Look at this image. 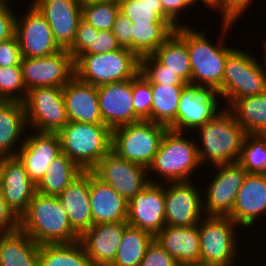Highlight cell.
Instances as JSON below:
<instances>
[{
    "instance_id": "6da1fadb",
    "label": "cell",
    "mask_w": 266,
    "mask_h": 266,
    "mask_svg": "<svg viewBox=\"0 0 266 266\" xmlns=\"http://www.w3.org/2000/svg\"><path fill=\"white\" fill-rule=\"evenodd\" d=\"M19 228L38 245L70 244L80 235L72 228L68 215L56 196L36 192L27 210L19 218Z\"/></svg>"
},
{
    "instance_id": "7a4b0ae2",
    "label": "cell",
    "mask_w": 266,
    "mask_h": 266,
    "mask_svg": "<svg viewBox=\"0 0 266 266\" xmlns=\"http://www.w3.org/2000/svg\"><path fill=\"white\" fill-rule=\"evenodd\" d=\"M193 28L186 25L175 29L186 41L192 69V85L217 92L222 86L227 56L235 48L224 45L223 39L219 40L221 44L214 45L209 42L203 30L199 32Z\"/></svg>"
},
{
    "instance_id": "3957f363",
    "label": "cell",
    "mask_w": 266,
    "mask_h": 266,
    "mask_svg": "<svg viewBox=\"0 0 266 266\" xmlns=\"http://www.w3.org/2000/svg\"><path fill=\"white\" fill-rule=\"evenodd\" d=\"M198 130L202 141L197 144L201 165L206 164V160L214 166L238 162L246 133L228 108L224 107Z\"/></svg>"
},
{
    "instance_id": "277c9868",
    "label": "cell",
    "mask_w": 266,
    "mask_h": 266,
    "mask_svg": "<svg viewBox=\"0 0 266 266\" xmlns=\"http://www.w3.org/2000/svg\"><path fill=\"white\" fill-rule=\"evenodd\" d=\"M57 134L62 153L82 171H91L111 150L112 130L105 124L68 121Z\"/></svg>"
},
{
    "instance_id": "5b68a950",
    "label": "cell",
    "mask_w": 266,
    "mask_h": 266,
    "mask_svg": "<svg viewBox=\"0 0 266 266\" xmlns=\"http://www.w3.org/2000/svg\"><path fill=\"white\" fill-rule=\"evenodd\" d=\"M183 132L168 129L161 141L160 147L148 173L155 172L157 176L168 182L190 181L191 174L201 166L197 142L186 138Z\"/></svg>"
},
{
    "instance_id": "8992f818",
    "label": "cell",
    "mask_w": 266,
    "mask_h": 266,
    "mask_svg": "<svg viewBox=\"0 0 266 266\" xmlns=\"http://www.w3.org/2000/svg\"><path fill=\"white\" fill-rule=\"evenodd\" d=\"M75 76L86 83L100 86L133 79L140 71V58L127 48L80 55L74 60Z\"/></svg>"
},
{
    "instance_id": "52a82bcc",
    "label": "cell",
    "mask_w": 266,
    "mask_h": 266,
    "mask_svg": "<svg viewBox=\"0 0 266 266\" xmlns=\"http://www.w3.org/2000/svg\"><path fill=\"white\" fill-rule=\"evenodd\" d=\"M246 52L235 48L227 56L222 86L217 91L229 104L225 108L239 98L266 91V64L261 65L254 55Z\"/></svg>"
},
{
    "instance_id": "ba28073f",
    "label": "cell",
    "mask_w": 266,
    "mask_h": 266,
    "mask_svg": "<svg viewBox=\"0 0 266 266\" xmlns=\"http://www.w3.org/2000/svg\"><path fill=\"white\" fill-rule=\"evenodd\" d=\"M168 129L149 120L116 127L112 129L111 150L119 157L148 169Z\"/></svg>"
},
{
    "instance_id": "9c48e42d",
    "label": "cell",
    "mask_w": 266,
    "mask_h": 266,
    "mask_svg": "<svg viewBox=\"0 0 266 266\" xmlns=\"http://www.w3.org/2000/svg\"><path fill=\"white\" fill-rule=\"evenodd\" d=\"M200 239V264L234 266L238 253L235 229L230 217L204 216L197 224ZM235 260V261H234Z\"/></svg>"
},
{
    "instance_id": "30bf717a",
    "label": "cell",
    "mask_w": 266,
    "mask_h": 266,
    "mask_svg": "<svg viewBox=\"0 0 266 266\" xmlns=\"http://www.w3.org/2000/svg\"><path fill=\"white\" fill-rule=\"evenodd\" d=\"M23 103L27 125L36 132L58 133L68 123L63 88H33Z\"/></svg>"
},
{
    "instance_id": "8fae6325",
    "label": "cell",
    "mask_w": 266,
    "mask_h": 266,
    "mask_svg": "<svg viewBox=\"0 0 266 266\" xmlns=\"http://www.w3.org/2000/svg\"><path fill=\"white\" fill-rule=\"evenodd\" d=\"M91 171L97 178L119 193L127 202L150 182L158 183V181L154 180L155 178L150 179L148 176L150 174L146 167L129 162L119 157L112 150Z\"/></svg>"
},
{
    "instance_id": "7c38bea8",
    "label": "cell",
    "mask_w": 266,
    "mask_h": 266,
    "mask_svg": "<svg viewBox=\"0 0 266 266\" xmlns=\"http://www.w3.org/2000/svg\"><path fill=\"white\" fill-rule=\"evenodd\" d=\"M20 66L27 91L36 87L63 88L75 76L74 59L67 49L44 57H22Z\"/></svg>"
},
{
    "instance_id": "4fadbf2b",
    "label": "cell",
    "mask_w": 266,
    "mask_h": 266,
    "mask_svg": "<svg viewBox=\"0 0 266 266\" xmlns=\"http://www.w3.org/2000/svg\"><path fill=\"white\" fill-rule=\"evenodd\" d=\"M218 96L216 91L188 84L181 92L176 120L168 128L186 133L214 119L223 110H218Z\"/></svg>"
},
{
    "instance_id": "5bb4252c",
    "label": "cell",
    "mask_w": 266,
    "mask_h": 266,
    "mask_svg": "<svg viewBox=\"0 0 266 266\" xmlns=\"http://www.w3.org/2000/svg\"><path fill=\"white\" fill-rule=\"evenodd\" d=\"M214 167L218 172L206 188L207 196L202 200L203 212L205 216L229 217L248 172L238 162Z\"/></svg>"
},
{
    "instance_id": "9a60e30c",
    "label": "cell",
    "mask_w": 266,
    "mask_h": 266,
    "mask_svg": "<svg viewBox=\"0 0 266 266\" xmlns=\"http://www.w3.org/2000/svg\"><path fill=\"white\" fill-rule=\"evenodd\" d=\"M25 14L22 15L23 18L16 16L14 33L22 57H44L62 50L55 41L47 20L33 4H30Z\"/></svg>"
},
{
    "instance_id": "2e32d148",
    "label": "cell",
    "mask_w": 266,
    "mask_h": 266,
    "mask_svg": "<svg viewBox=\"0 0 266 266\" xmlns=\"http://www.w3.org/2000/svg\"><path fill=\"white\" fill-rule=\"evenodd\" d=\"M165 187V220L168 226L190 227L204 217L202 193L192 181L169 182Z\"/></svg>"
},
{
    "instance_id": "e0dca14e",
    "label": "cell",
    "mask_w": 266,
    "mask_h": 266,
    "mask_svg": "<svg viewBox=\"0 0 266 266\" xmlns=\"http://www.w3.org/2000/svg\"><path fill=\"white\" fill-rule=\"evenodd\" d=\"M127 223L153 236L166 226L163 184L150 182L128 202Z\"/></svg>"
},
{
    "instance_id": "ac0fdd59",
    "label": "cell",
    "mask_w": 266,
    "mask_h": 266,
    "mask_svg": "<svg viewBox=\"0 0 266 266\" xmlns=\"http://www.w3.org/2000/svg\"><path fill=\"white\" fill-rule=\"evenodd\" d=\"M24 135L16 157L23 164L31 180L37 185L44 177L53 160L59 156L61 143L57 133H40L32 131Z\"/></svg>"
},
{
    "instance_id": "d6986e66",
    "label": "cell",
    "mask_w": 266,
    "mask_h": 266,
    "mask_svg": "<svg viewBox=\"0 0 266 266\" xmlns=\"http://www.w3.org/2000/svg\"><path fill=\"white\" fill-rule=\"evenodd\" d=\"M32 4L47 20L55 41L68 49L82 18V0H33Z\"/></svg>"
},
{
    "instance_id": "ffe728a7",
    "label": "cell",
    "mask_w": 266,
    "mask_h": 266,
    "mask_svg": "<svg viewBox=\"0 0 266 266\" xmlns=\"http://www.w3.org/2000/svg\"><path fill=\"white\" fill-rule=\"evenodd\" d=\"M103 123L111 130L141 121L133 107L132 79L97 86Z\"/></svg>"
},
{
    "instance_id": "44dd1931",
    "label": "cell",
    "mask_w": 266,
    "mask_h": 266,
    "mask_svg": "<svg viewBox=\"0 0 266 266\" xmlns=\"http://www.w3.org/2000/svg\"><path fill=\"white\" fill-rule=\"evenodd\" d=\"M127 221L93 224L79 242L94 266H110L117 254Z\"/></svg>"
},
{
    "instance_id": "7402d4cb",
    "label": "cell",
    "mask_w": 266,
    "mask_h": 266,
    "mask_svg": "<svg viewBox=\"0 0 266 266\" xmlns=\"http://www.w3.org/2000/svg\"><path fill=\"white\" fill-rule=\"evenodd\" d=\"M2 194L8 207L20 218L36 193V184L31 180L17 157H1Z\"/></svg>"
},
{
    "instance_id": "603a6c76",
    "label": "cell",
    "mask_w": 266,
    "mask_h": 266,
    "mask_svg": "<svg viewBox=\"0 0 266 266\" xmlns=\"http://www.w3.org/2000/svg\"><path fill=\"white\" fill-rule=\"evenodd\" d=\"M63 95L69 122L104 124L96 86L74 76L63 87Z\"/></svg>"
},
{
    "instance_id": "cb8c5ba5",
    "label": "cell",
    "mask_w": 266,
    "mask_h": 266,
    "mask_svg": "<svg viewBox=\"0 0 266 266\" xmlns=\"http://www.w3.org/2000/svg\"><path fill=\"white\" fill-rule=\"evenodd\" d=\"M266 213V176L247 174L229 216L238 226L250 227Z\"/></svg>"
},
{
    "instance_id": "d4e9b609",
    "label": "cell",
    "mask_w": 266,
    "mask_h": 266,
    "mask_svg": "<svg viewBox=\"0 0 266 266\" xmlns=\"http://www.w3.org/2000/svg\"><path fill=\"white\" fill-rule=\"evenodd\" d=\"M154 239L173 257L178 266L200 264L198 225L178 227L166 225Z\"/></svg>"
},
{
    "instance_id": "484cf974",
    "label": "cell",
    "mask_w": 266,
    "mask_h": 266,
    "mask_svg": "<svg viewBox=\"0 0 266 266\" xmlns=\"http://www.w3.org/2000/svg\"><path fill=\"white\" fill-rule=\"evenodd\" d=\"M90 171H82L58 196L72 228L81 235L92 225Z\"/></svg>"
},
{
    "instance_id": "4316f807",
    "label": "cell",
    "mask_w": 266,
    "mask_h": 266,
    "mask_svg": "<svg viewBox=\"0 0 266 266\" xmlns=\"http://www.w3.org/2000/svg\"><path fill=\"white\" fill-rule=\"evenodd\" d=\"M89 193L93 224L127 221L128 202L92 171Z\"/></svg>"
},
{
    "instance_id": "83f0119b",
    "label": "cell",
    "mask_w": 266,
    "mask_h": 266,
    "mask_svg": "<svg viewBox=\"0 0 266 266\" xmlns=\"http://www.w3.org/2000/svg\"><path fill=\"white\" fill-rule=\"evenodd\" d=\"M27 128L24 103L0 100V158L16 157L19 150L13 151L14 146Z\"/></svg>"
},
{
    "instance_id": "f1b7e54d",
    "label": "cell",
    "mask_w": 266,
    "mask_h": 266,
    "mask_svg": "<svg viewBox=\"0 0 266 266\" xmlns=\"http://www.w3.org/2000/svg\"><path fill=\"white\" fill-rule=\"evenodd\" d=\"M39 246L20 228L0 234V266H39Z\"/></svg>"
},
{
    "instance_id": "f546056e",
    "label": "cell",
    "mask_w": 266,
    "mask_h": 266,
    "mask_svg": "<svg viewBox=\"0 0 266 266\" xmlns=\"http://www.w3.org/2000/svg\"><path fill=\"white\" fill-rule=\"evenodd\" d=\"M228 109L246 134H266V91L239 98Z\"/></svg>"
},
{
    "instance_id": "4dcf8cb0",
    "label": "cell",
    "mask_w": 266,
    "mask_h": 266,
    "mask_svg": "<svg viewBox=\"0 0 266 266\" xmlns=\"http://www.w3.org/2000/svg\"><path fill=\"white\" fill-rule=\"evenodd\" d=\"M152 55L185 83L192 85V69L186 41L176 31Z\"/></svg>"
},
{
    "instance_id": "1f68e13d",
    "label": "cell",
    "mask_w": 266,
    "mask_h": 266,
    "mask_svg": "<svg viewBox=\"0 0 266 266\" xmlns=\"http://www.w3.org/2000/svg\"><path fill=\"white\" fill-rule=\"evenodd\" d=\"M81 172L82 170L66 154L61 153L36 185V192L58 197Z\"/></svg>"
},
{
    "instance_id": "d6a6232c",
    "label": "cell",
    "mask_w": 266,
    "mask_h": 266,
    "mask_svg": "<svg viewBox=\"0 0 266 266\" xmlns=\"http://www.w3.org/2000/svg\"><path fill=\"white\" fill-rule=\"evenodd\" d=\"M153 96L151 121L167 128L176 120L180 95L187 85L150 84Z\"/></svg>"
},
{
    "instance_id": "836d02e7",
    "label": "cell",
    "mask_w": 266,
    "mask_h": 266,
    "mask_svg": "<svg viewBox=\"0 0 266 266\" xmlns=\"http://www.w3.org/2000/svg\"><path fill=\"white\" fill-rule=\"evenodd\" d=\"M153 240L154 236L151 233L128 225L110 266H139Z\"/></svg>"
},
{
    "instance_id": "e575fe53",
    "label": "cell",
    "mask_w": 266,
    "mask_h": 266,
    "mask_svg": "<svg viewBox=\"0 0 266 266\" xmlns=\"http://www.w3.org/2000/svg\"><path fill=\"white\" fill-rule=\"evenodd\" d=\"M39 266H94L79 241L39 246Z\"/></svg>"
},
{
    "instance_id": "d590c367",
    "label": "cell",
    "mask_w": 266,
    "mask_h": 266,
    "mask_svg": "<svg viewBox=\"0 0 266 266\" xmlns=\"http://www.w3.org/2000/svg\"><path fill=\"white\" fill-rule=\"evenodd\" d=\"M175 31L169 23H132V52L153 54Z\"/></svg>"
},
{
    "instance_id": "8d00e7d4",
    "label": "cell",
    "mask_w": 266,
    "mask_h": 266,
    "mask_svg": "<svg viewBox=\"0 0 266 266\" xmlns=\"http://www.w3.org/2000/svg\"><path fill=\"white\" fill-rule=\"evenodd\" d=\"M119 7L132 23H169L174 29L179 27L164 13L161 0H124Z\"/></svg>"
},
{
    "instance_id": "74e56055",
    "label": "cell",
    "mask_w": 266,
    "mask_h": 266,
    "mask_svg": "<svg viewBox=\"0 0 266 266\" xmlns=\"http://www.w3.org/2000/svg\"><path fill=\"white\" fill-rule=\"evenodd\" d=\"M238 163L248 174H263L266 168V134H246Z\"/></svg>"
},
{
    "instance_id": "f35d334b",
    "label": "cell",
    "mask_w": 266,
    "mask_h": 266,
    "mask_svg": "<svg viewBox=\"0 0 266 266\" xmlns=\"http://www.w3.org/2000/svg\"><path fill=\"white\" fill-rule=\"evenodd\" d=\"M119 4L103 0H82V19L97 30H112Z\"/></svg>"
},
{
    "instance_id": "ab89813d",
    "label": "cell",
    "mask_w": 266,
    "mask_h": 266,
    "mask_svg": "<svg viewBox=\"0 0 266 266\" xmlns=\"http://www.w3.org/2000/svg\"><path fill=\"white\" fill-rule=\"evenodd\" d=\"M26 95L21 66L0 67V100L23 102Z\"/></svg>"
},
{
    "instance_id": "60d3db41",
    "label": "cell",
    "mask_w": 266,
    "mask_h": 266,
    "mask_svg": "<svg viewBox=\"0 0 266 266\" xmlns=\"http://www.w3.org/2000/svg\"><path fill=\"white\" fill-rule=\"evenodd\" d=\"M139 73L150 84L188 85L176 73L162 65L152 54L140 57Z\"/></svg>"
},
{
    "instance_id": "b9f144b4",
    "label": "cell",
    "mask_w": 266,
    "mask_h": 266,
    "mask_svg": "<svg viewBox=\"0 0 266 266\" xmlns=\"http://www.w3.org/2000/svg\"><path fill=\"white\" fill-rule=\"evenodd\" d=\"M133 107L141 120L151 121L152 92L150 83L138 73L132 79Z\"/></svg>"
},
{
    "instance_id": "7bdbcfd3",
    "label": "cell",
    "mask_w": 266,
    "mask_h": 266,
    "mask_svg": "<svg viewBox=\"0 0 266 266\" xmlns=\"http://www.w3.org/2000/svg\"><path fill=\"white\" fill-rule=\"evenodd\" d=\"M253 0H209V8L213 10L221 11L223 33L227 32L228 28L235 24L238 17L245 12L246 8L250 5Z\"/></svg>"
},
{
    "instance_id": "ee69618b",
    "label": "cell",
    "mask_w": 266,
    "mask_h": 266,
    "mask_svg": "<svg viewBox=\"0 0 266 266\" xmlns=\"http://www.w3.org/2000/svg\"><path fill=\"white\" fill-rule=\"evenodd\" d=\"M98 32L99 30L85 22L82 18L80 19L74 42L67 49L74 60L83 54L90 47V45H92L94 33Z\"/></svg>"
},
{
    "instance_id": "f6af8a7d",
    "label": "cell",
    "mask_w": 266,
    "mask_h": 266,
    "mask_svg": "<svg viewBox=\"0 0 266 266\" xmlns=\"http://www.w3.org/2000/svg\"><path fill=\"white\" fill-rule=\"evenodd\" d=\"M139 266H178L176 260L155 239L148 246Z\"/></svg>"
},
{
    "instance_id": "bcb514c9",
    "label": "cell",
    "mask_w": 266,
    "mask_h": 266,
    "mask_svg": "<svg viewBox=\"0 0 266 266\" xmlns=\"http://www.w3.org/2000/svg\"><path fill=\"white\" fill-rule=\"evenodd\" d=\"M120 48L112 30H99L98 33H94L92 45L81 55L108 53Z\"/></svg>"
},
{
    "instance_id": "7dc6e473",
    "label": "cell",
    "mask_w": 266,
    "mask_h": 266,
    "mask_svg": "<svg viewBox=\"0 0 266 266\" xmlns=\"http://www.w3.org/2000/svg\"><path fill=\"white\" fill-rule=\"evenodd\" d=\"M22 61L21 49L17 37L0 42V67L20 66Z\"/></svg>"
},
{
    "instance_id": "c3c4849f",
    "label": "cell",
    "mask_w": 266,
    "mask_h": 266,
    "mask_svg": "<svg viewBox=\"0 0 266 266\" xmlns=\"http://www.w3.org/2000/svg\"><path fill=\"white\" fill-rule=\"evenodd\" d=\"M112 33L122 48L132 51V22L120 11L113 24Z\"/></svg>"
},
{
    "instance_id": "681fc988",
    "label": "cell",
    "mask_w": 266,
    "mask_h": 266,
    "mask_svg": "<svg viewBox=\"0 0 266 266\" xmlns=\"http://www.w3.org/2000/svg\"><path fill=\"white\" fill-rule=\"evenodd\" d=\"M196 2H202L206 7L209 8V0H161V4L164 10V13L176 24L179 26H186L185 23L180 24L178 21V16L185 8L192 7ZM179 22V24L177 23Z\"/></svg>"
},
{
    "instance_id": "f907efd6",
    "label": "cell",
    "mask_w": 266,
    "mask_h": 266,
    "mask_svg": "<svg viewBox=\"0 0 266 266\" xmlns=\"http://www.w3.org/2000/svg\"><path fill=\"white\" fill-rule=\"evenodd\" d=\"M16 15L9 3H0V42L14 36Z\"/></svg>"
},
{
    "instance_id": "816d5d0a",
    "label": "cell",
    "mask_w": 266,
    "mask_h": 266,
    "mask_svg": "<svg viewBox=\"0 0 266 266\" xmlns=\"http://www.w3.org/2000/svg\"><path fill=\"white\" fill-rule=\"evenodd\" d=\"M19 229V218L8 207L0 193V234L13 232Z\"/></svg>"
},
{
    "instance_id": "f5cc1de1",
    "label": "cell",
    "mask_w": 266,
    "mask_h": 266,
    "mask_svg": "<svg viewBox=\"0 0 266 266\" xmlns=\"http://www.w3.org/2000/svg\"><path fill=\"white\" fill-rule=\"evenodd\" d=\"M2 166H1V158H0V191H1V187H2Z\"/></svg>"
},
{
    "instance_id": "db71d44e",
    "label": "cell",
    "mask_w": 266,
    "mask_h": 266,
    "mask_svg": "<svg viewBox=\"0 0 266 266\" xmlns=\"http://www.w3.org/2000/svg\"><path fill=\"white\" fill-rule=\"evenodd\" d=\"M103 1H111V2H116V3L120 4L124 0H103Z\"/></svg>"
},
{
    "instance_id": "11a10c76",
    "label": "cell",
    "mask_w": 266,
    "mask_h": 266,
    "mask_svg": "<svg viewBox=\"0 0 266 266\" xmlns=\"http://www.w3.org/2000/svg\"><path fill=\"white\" fill-rule=\"evenodd\" d=\"M264 44H265V46H264V48H265V52H264L265 58H264V61H265V64H266V42Z\"/></svg>"
},
{
    "instance_id": "9f6ffc18",
    "label": "cell",
    "mask_w": 266,
    "mask_h": 266,
    "mask_svg": "<svg viewBox=\"0 0 266 266\" xmlns=\"http://www.w3.org/2000/svg\"><path fill=\"white\" fill-rule=\"evenodd\" d=\"M11 0H0V3H8Z\"/></svg>"
},
{
    "instance_id": "6f0895ef",
    "label": "cell",
    "mask_w": 266,
    "mask_h": 266,
    "mask_svg": "<svg viewBox=\"0 0 266 266\" xmlns=\"http://www.w3.org/2000/svg\"><path fill=\"white\" fill-rule=\"evenodd\" d=\"M183 266H205L203 264H198V265H183Z\"/></svg>"
},
{
    "instance_id": "680465c9",
    "label": "cell",
    "mask_w": 266,
    "mask_h": 266,
    "mask_svg": "<svg viewBox=\"0 0 266 266\" xmlns=\"http://www.w3.org/2000/svg\"><path fill=\"white\" fill-rule=\"evenodd\" d=\"M263 175L266 176V168H265V170H264V172H263Z\"/></svg>"
}]
</instances>
